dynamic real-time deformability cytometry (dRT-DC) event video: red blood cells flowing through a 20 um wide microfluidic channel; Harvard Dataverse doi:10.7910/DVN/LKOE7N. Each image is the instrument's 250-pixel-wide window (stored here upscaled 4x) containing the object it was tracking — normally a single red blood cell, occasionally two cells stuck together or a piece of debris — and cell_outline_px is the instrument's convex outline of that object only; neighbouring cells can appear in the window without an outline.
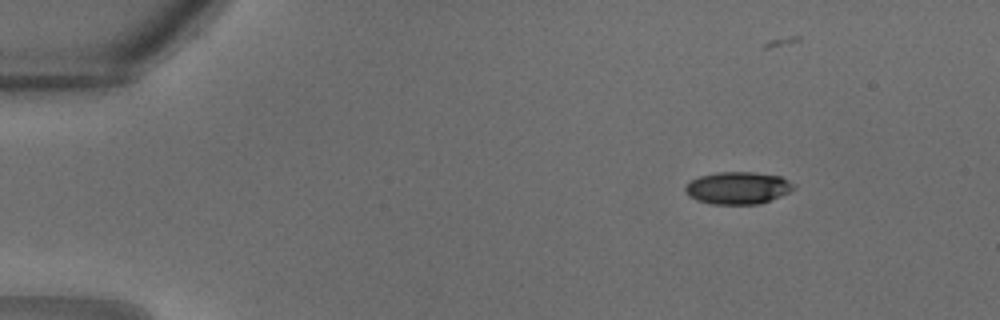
{"species": "common noctule bat (a hibernating species)", "species_latin": "Nyctalus noctula", "temperature_condition": "warm", "stored_images_in_passage": 22, "camera_frame_rate_fps": 3000, "um_per_image_px": 0.085, "animal": {"sex": "male", "body_mass_g": 18.8}, "frame": {"image": 1, "passage_image": 1, "time_ms": 0.0, "image_size_px": [1000, 320], "cell_outline_px": [[796, 188], [780, 196], [760, 204], [712, 204], [696, 200], [688, 196], [684, 188], [684, 184], [700, 176], [716, 172], [756, 172], [780, 176], [796, 184]], "centroid_in_image_um": [62.71, 15.97], "position_along_channel_um": 22.3, "area_um2": 20.58}}
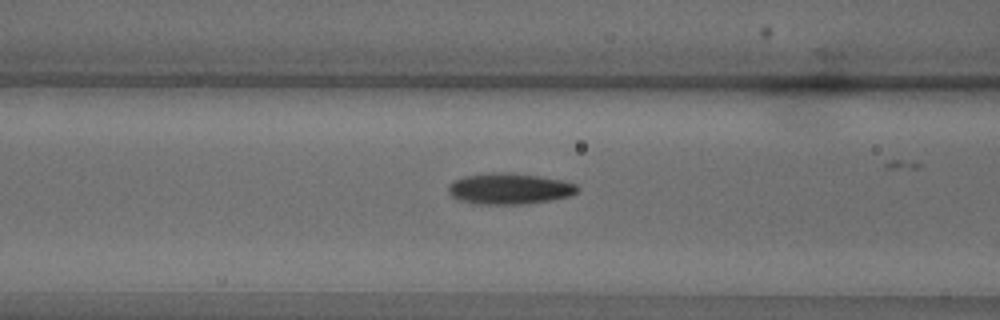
{"frame": {"image": 2, "passage_image": 10, "time_ms": 3.0, "image_size_px": [1000, 320], "cell_outline_px": [[580, 188], [576, 192], [568, 196], [552, 200], [524, 204], [476, 204], [456, 200], [448, 192], [448, 188], [456, 180], [464, 176], [492, 172], [496, 172], [540, 176], [564, 180], [576, 184]], "centroid_in_image_um": [43.31, 16.05], "position_along_channel_um": 123.3, "area_um2": 23.29}}
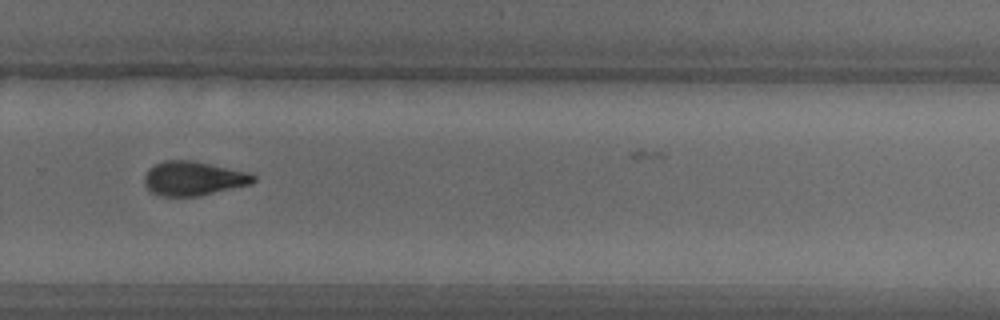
{"frame": {"image": 3, "passage_image": 19, "time_ms": 6.0, "image_size_px": [1000, 320], "cell_outline_px": [[256, 180], [252, 184], [200, 196], [160, 196], [152, 192], [144, 184], [144, 176], [148, 168], [164, 160], [192, 160], [252, 172], [256, 176]], "centroid_in_image_um": [16.48, 15.16], "position_along_channel_um": 313.3, "area_um2": 22.08}}